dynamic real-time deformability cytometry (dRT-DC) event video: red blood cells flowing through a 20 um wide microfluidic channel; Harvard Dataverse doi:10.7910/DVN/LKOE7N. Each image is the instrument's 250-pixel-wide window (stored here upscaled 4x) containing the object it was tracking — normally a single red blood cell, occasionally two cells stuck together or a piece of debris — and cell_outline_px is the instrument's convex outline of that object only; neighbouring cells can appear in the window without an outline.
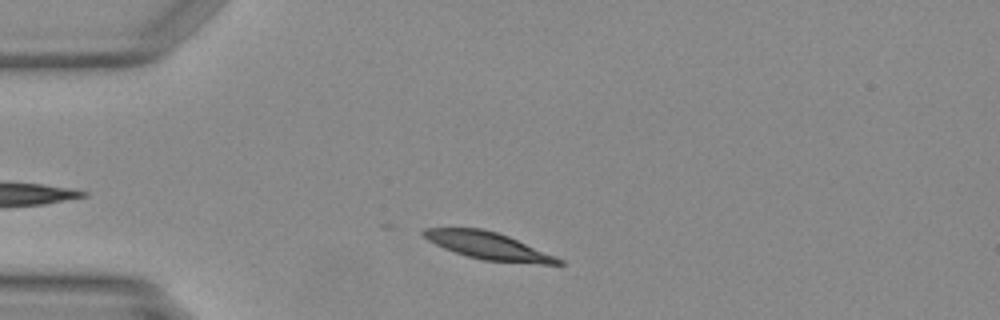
{"species": "Egyptian fruit bat (a non-hibernating species)", "species_latin": "Rousettus aegyptiacus", "temperature_condition": "warm", "stored_images_in_passage": 33, "camera_frame_rate_fps": 3000, "um_per_image_px": 0.085, "animal": {"sex": "female"}, "frame": {"image": 1, "passage_image": 4, "time_ms": 1.0, "image_size_px": [1000, 320], "cell_outline_px": [[568, 264], [540, 264], [484, 260], [468, 256], [444, 248], [428, 240], [420, 232], [424, 228], [484, 228], [508, 236], [556, 256], [564, 260]], "centroid_in_image_um": [41.54, 20.89], "position_along_channel_um": 43.5, "area_um2": 21.27}}
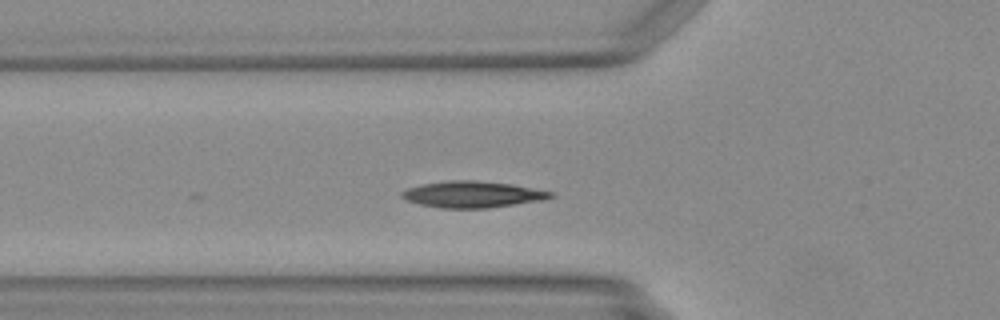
{"frame": {"image": 2, "passage_image": 9, "time_ms": 2.667, "image_size_px": [1000, 320], "cell_outline_px": [[556, 196], [544, 200], [488, 208], [440, 208], [420, 204], [408, 200], [400, 196], [400, 192], [408, 188], [420, 184], [448, 180], [476, 180], [512, 184], [556, 192]], "centroid_in_image_um": [40.21, 16.51], "position_along_channel_um": 85.6, "area_um2": 23.12}}
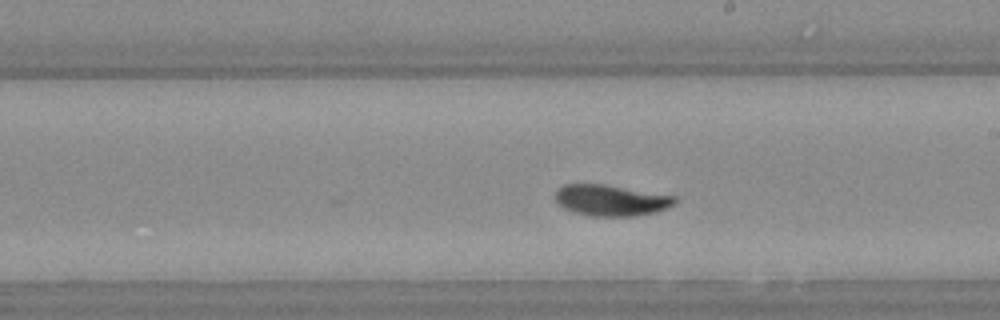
{"frame": {"image": 3, "passage_image": 20, "time_ms": 6.333, "image_size_px": [1000, 320], "cell_outline_px": [[676, 200], [672, 204], [656, 212], [636, 216], [588, 216], [572, 212], [556, 204], [556, 188], [564, 184], [604, 184], [676, 196]], "centroid_in_image_um": [51.87, 17.02], "position_along_channel_um": 237.1, "area_um2": 21.73}}